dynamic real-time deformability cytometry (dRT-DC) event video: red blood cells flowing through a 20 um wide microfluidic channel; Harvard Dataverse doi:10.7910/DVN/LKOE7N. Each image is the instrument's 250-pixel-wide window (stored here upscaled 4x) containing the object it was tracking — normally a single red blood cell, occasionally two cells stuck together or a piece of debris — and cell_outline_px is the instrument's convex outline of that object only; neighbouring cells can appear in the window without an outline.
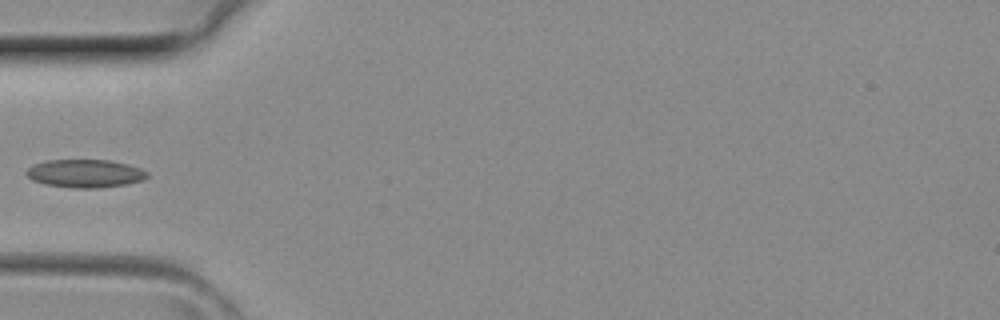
{"species": "common noctule bat (a hibernating species)", "species_latin": "Nyctalus noctula", "temperature_condition": "room temperature", "stored_images_in_passage": 2, "camera_frame_rate_fps": 3000, "um_per_image_px": 0.085, "animal": {"sex": "female", "body_mass_g": 29.2, "forearm_length_mm": 56.3}, "frame": {"image": 1, "passage_image": 2, "time_ms": 0.333, "image_size_px": [1000, 320], "cell_outline_px": [[148, 176], [144, 180], [128, 184], [96, 188], [72, 188], [44, 184], [32, 180], [24, 172], [32, 164], [48, 160], [108, 160], [128, 164], [140, 168], [148, 172]], "centroid_in_image_um": [7.23, 14.75], "position_along_channel_um": 77.8, "area_um2": 19.94}}